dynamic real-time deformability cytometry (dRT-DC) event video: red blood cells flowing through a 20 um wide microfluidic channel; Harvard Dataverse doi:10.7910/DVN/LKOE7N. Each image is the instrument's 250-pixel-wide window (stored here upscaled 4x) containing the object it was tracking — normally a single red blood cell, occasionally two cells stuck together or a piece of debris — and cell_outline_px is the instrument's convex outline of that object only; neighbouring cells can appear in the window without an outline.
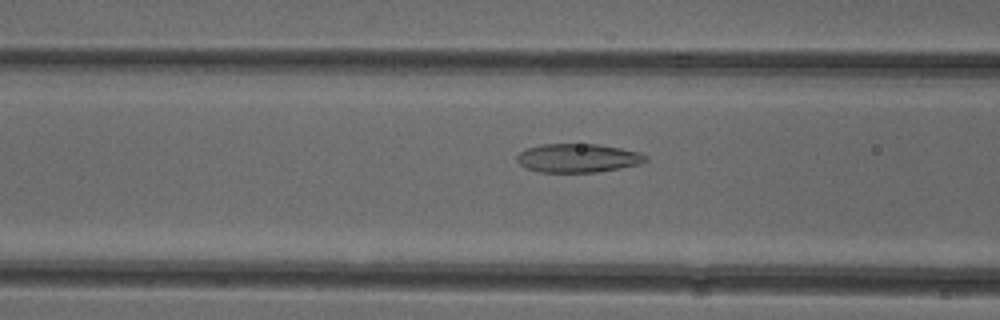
{"species": "common noctule bat (a hibernating species)", "species_latin": "Nyctalus noctula", "temperature_condition": "cold", "stored_images_in_passage": 36, "camera_frame_rate_fps": 3000, "um_per_image_px": 0.085, "animal": {"sex": "female"}, "frame": {"image": 1, "passage_image": 4, "time_ms": 1.0, "image_size_px": [1000, 320], "cell_outline_px": [[648, 160], [640, 164], [620, 168], [596, 172], [540, 172], [528, 168], [520, 164], [516, 160], [516, 156], [520, 152], [528, 148], [540, 144], [600, 144], [640, 152], [648, 156]], "centroid_in_image_um": [49.15, 13.43], "position_along_channel_um": 117.5, "area_um2": 21.56}}
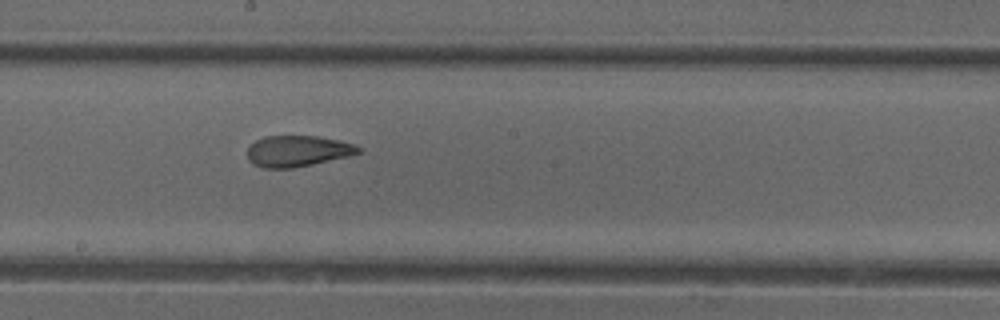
{"frame": {"image": 2, "passage_image": 12, "time_ms": 3.667, "image_size_px": [1000, 320], "cell_outline_px": [[364, 152], [352, 156], [292, 168], [264, 168], [252, 164], [248, 160], [248, 148], [256, 140], [264, 136], [316, 136], [340, 140], [364, 148]], "centroid_in_image_um": [25.35, 12.84], "position_along_channel_um": 222.8, "area_um2": 20.35}}
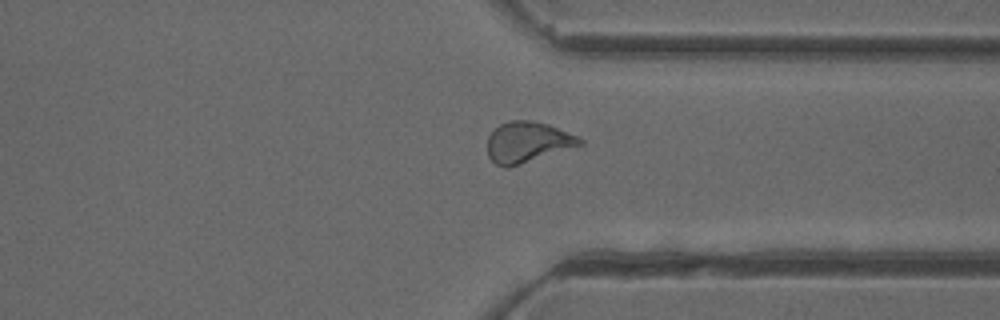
{"frame": {"image": 3, "passage_image": 23, "time_ms": 7.333, "image_size_px": [1000, 320], "cell_outline_px": [[584, 144], [508, 168], [504, 168], [496, 164], [488, 156], [488, 136], [500, 124], [512, 120], [532, 120], [548, 124], [576, 136], [584, 140]], "centroid_in_image_um": [44.83, 12.09], "position_along_channel_um": 366.6, "area_um2": 21.79}}